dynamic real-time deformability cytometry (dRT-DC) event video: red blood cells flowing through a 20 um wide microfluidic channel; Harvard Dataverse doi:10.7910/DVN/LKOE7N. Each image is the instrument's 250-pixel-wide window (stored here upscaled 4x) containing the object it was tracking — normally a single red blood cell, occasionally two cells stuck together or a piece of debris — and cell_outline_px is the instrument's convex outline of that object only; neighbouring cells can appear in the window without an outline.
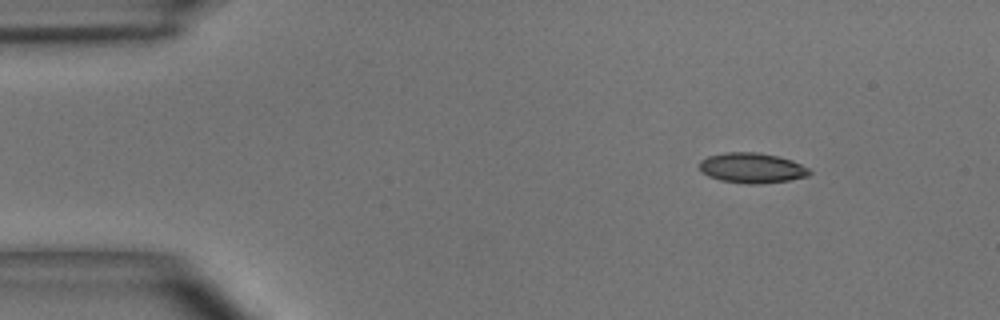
{"species": "common noctule bat (a hibernating species)", "species_latin": "Nyctalus noctula", "temperature_condition": "room temperature", "stored_images_in_passage": 45, "camera_frame_rate_fps": 3000, "um_per_image_px": 0.085, "animal": {"sex": "male", "body_mass_g": 15.6}, "frame": {"image": 1, "passage_image": 1, "time_ms": 0.0, "image_size_px": [1000, 320], "cell_outline_px": [[812, 172], [808, 176], [788, 180], [760, 184], [748, 184], [720, 180], [708, 176], [700, 172], [700, 160], [708, 156], [724, 152], [756, 152], [776, 156], [792, 160], [808, 168]], "centroid_in_image_um": [63.89, 14.28], "position_along_channel_um": 21.1, "area_um2": 19.36}}
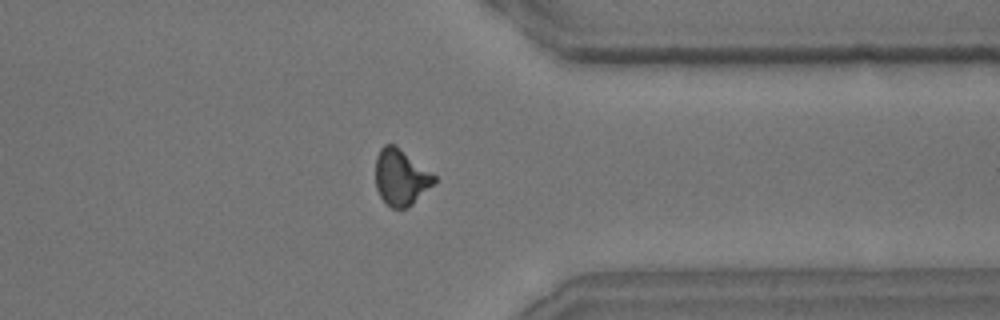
{"frame": {"image": 2, "passage_image": 34, "time_ms": 11.0, "image_size_px": [1000, 320], "cell_outline_px": [[436, 180], [408, 208], [392, 208], [380, 196], [376, 188], [376, 156], [380, 148], [384, 144], [396, 144], [436, 176]], "centroid_in_image_um": [34.05, 15.04], "position_along_channel_um": 377.4, "area_um2": 19.02}}
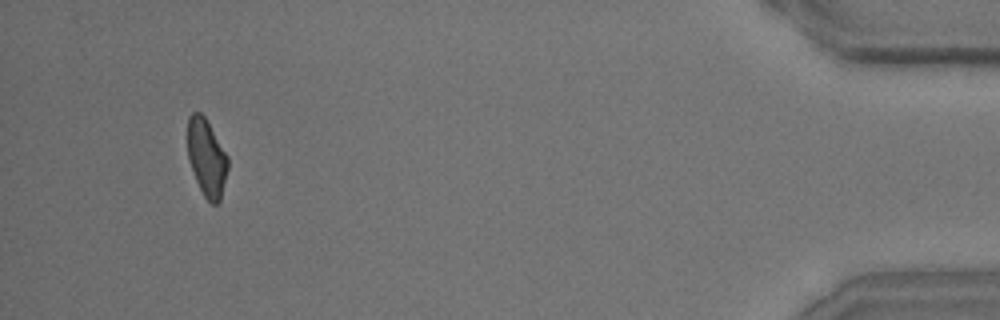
{"frame": {"image": 3, "passage_image": 42, "time_ms": 13.667, "image_size_px": [1000, 320], "cell_outline_px": [[228, 168], [220, 200], [216, 204], [212, 204], [204, 196], [196, 180], [188, 160], [188, 116], [192, 112], [200, 112], [204, 116], [228, 156]], "centroid_in_image_um": [17.56, 13.4], "position_along_channel_um": 417.6, "area_um2": 17.98}, "authors_computed_cell_mechanics": {"area_um2": 19.1318, "velocity_mm_per_s": 3.9791, "shape_relaxation_time_tau1_ms": 4.6855, "shape_relaxation_time_tau2_ms": 2.3927, "deformation_change_tau1": 0.1627, "deformation_change_tau2": 0.0866}}